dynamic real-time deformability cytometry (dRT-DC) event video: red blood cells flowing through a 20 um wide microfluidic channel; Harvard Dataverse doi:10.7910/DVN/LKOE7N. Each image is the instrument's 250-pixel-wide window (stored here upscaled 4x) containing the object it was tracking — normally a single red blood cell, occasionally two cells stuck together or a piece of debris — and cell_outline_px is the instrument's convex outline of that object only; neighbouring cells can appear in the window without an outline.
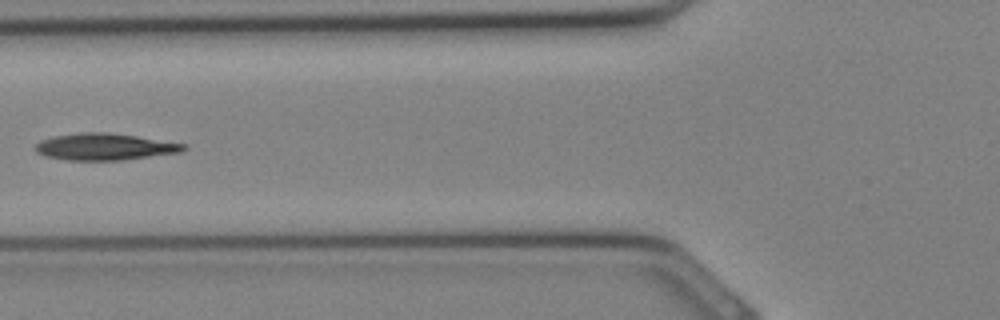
{"species": "Egyptian fruit bat (a non-hibernating species)", "species_latin": "Rousettus aegyptiacus", "temperature_condition": "cold", "stored_images_in_passage": 21, "camera_frame_rate_fps": 3000, "um_per_image_px": 0.085, "animal": {"sex": "female"}, "frame": {"image": 1, "passage_image": 12, "time_ms": 3.667, "image_size_px": [1000, 320], "cell_outline_px": [[188, 148], [184, 152], [120, 160], [68, 160], [44, 156], [36, 152], [36, 144], [40, 140], [52, 136], [80, 132], [108, 132], [136, 136], [188, 144]], "centroid_in_image_um": [8.93, 12.47], "position_along_channel_um": 116.9, "area_um2": 23.29}}
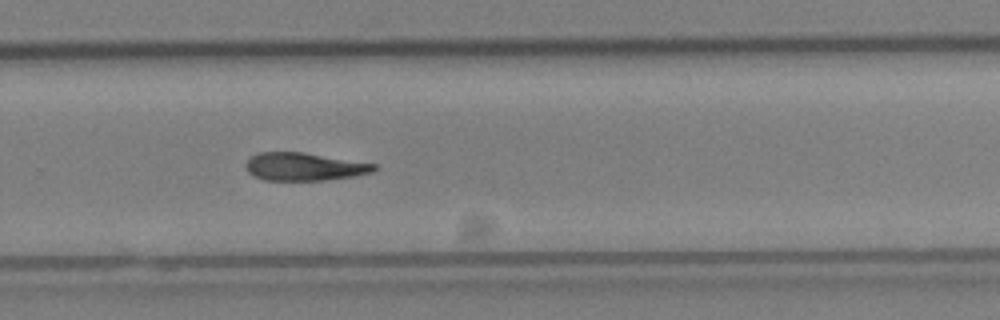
{"frame": {"image": 2, "passage_image": 21, "time_ms": 6.667, "image_size_px": [1000, 320], "cell_outline_px": [[376, 168], [372, 172], [352, 176], [324, 180], [264, 180], [252, 176], [244, 168], [244, 164], [248, 156], [256, 152], [304, 152], [376, 164]], "centroid_in_image_um": [25.75, 14.15], "position_along_channel_um": 304.1, "area_um2": 21.04}}